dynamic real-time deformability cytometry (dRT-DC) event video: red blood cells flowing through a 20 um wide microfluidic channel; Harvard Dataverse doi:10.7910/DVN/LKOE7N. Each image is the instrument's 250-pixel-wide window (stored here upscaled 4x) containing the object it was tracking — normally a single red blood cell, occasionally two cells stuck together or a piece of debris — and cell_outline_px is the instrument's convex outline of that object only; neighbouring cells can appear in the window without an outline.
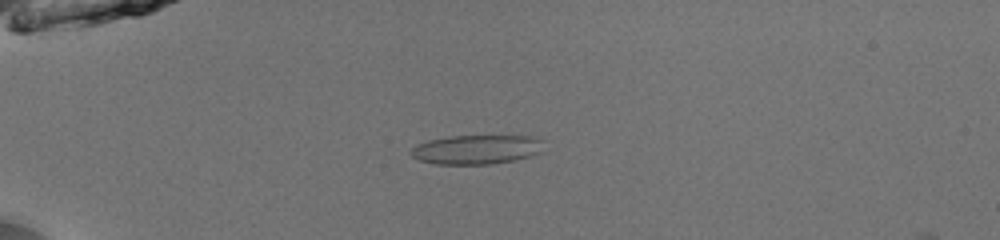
{"species": "common noctule bat (a hibernating species)", "species_latin": "Nyctalus noctula", "temperature_condition": "room temperature", "stored_images_in_passage": 51, "camera_frame_rate_fps": 3000, "um_per_image_px": 0.085, "animal": {"sex": "male", "body_mass_g": 13.0, "forearm_length_mm": 53.1}, "frame": {"image": 1, "passage_image": 15, "time_ms": 4.667, "image_size_px": [1000, 240], "cell_outline_px": [[544, 152], [516, 160], [492, 164], [436, 164], [420, 160], [412, 156], [408, 152], [416, 144], [428, 140], [448, 136], [536, 136], [544, 140]], "centroid_in_image_um": [40.56, 12.7], "position_along_channel_um": 44.4, "area_um2": 23.06}}
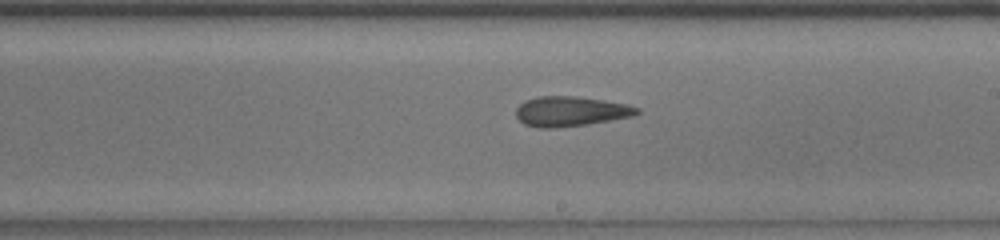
{"frame": {"image": 2, "passage_image": 32, "time_ms": 10.333, "image_size_px": [1000, 240], "cell_outline_px": [[640, 112], [632, 116], [588, 124], [556, 128], [536, 128], [524, 124], [516, 116], [516, 108], [524, 100], [536, 96], [576, 96], [604, 100], [628, 104], [640, 108]], "centroid_in_image_um": [48.48, 9.46], "position_along_channel_um": 240.5, "area_um2": 21.27}}
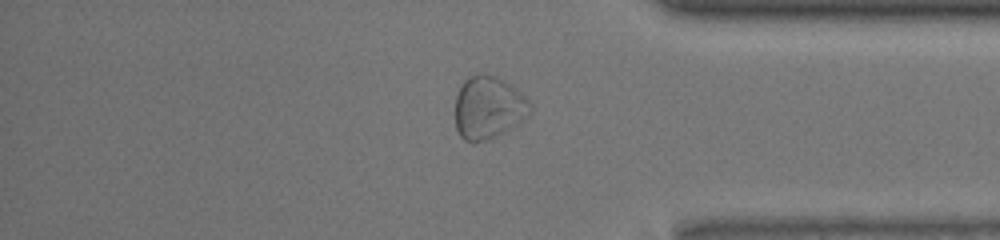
{"frame": {"image": 3, "passage_image": 44, "time_ms": 14.333, "image_size_px": [1000, 240], "cell_outline_px": [[532, 112], [528, 116], [504, 132], [496, 136], [480, 140], [464, 140], [460, 136], [456, 128], [456, 96], [460, 84], [468, 76], [480, 72], [496, 76], [512, 84], [532, 104]], "centroid_in_image_um": [41.52, 9.09], "position_along_channel_um": 393.7, "area_um2": 27.46}, "authors_computed_cell_mechanics": {"area_um2": 22.9466, "velocity_mm_per_s": 4.0485, "shape_relaxation_time_tau1_ms": null, "shape_relaxation_time_tau2_ms": 2.0565, "deformation_change_tau1": null, "deformation_change_tau2": 0.1003}}